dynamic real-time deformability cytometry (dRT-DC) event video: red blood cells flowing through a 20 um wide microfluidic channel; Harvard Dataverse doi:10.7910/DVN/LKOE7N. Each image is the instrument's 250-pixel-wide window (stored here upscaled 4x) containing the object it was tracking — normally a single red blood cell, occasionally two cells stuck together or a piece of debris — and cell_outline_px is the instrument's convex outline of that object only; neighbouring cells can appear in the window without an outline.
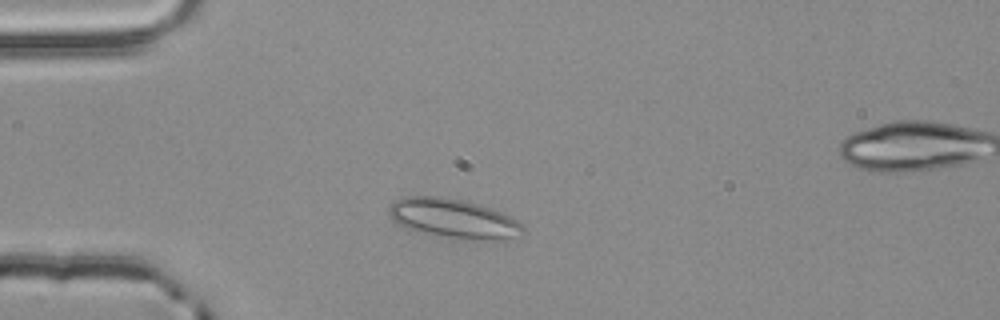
{"species": "common noctule bat (a hibernating species)", "species_latin": "Nyctalus noctula", "temperature_condition": "room temperature", "stored_images_in_passage": 48, "camera_frame_rate_fps": 3000, "um_per_image_px": 0.085, "animal": {"sex": "male", "body_mass_g": 20.4}, "frame": {"image": 1, "passage_image": 7, "time_ms": 2.0, "image_size_px": [1000, 320], "cell_outline_px": [[524, 236], [504, 240], [472, 240], [448, 236], [428, 232], [412, 228], [400, 224], [392, 220], [388, 212], [388, 204], [404, 196], [440, 196], [480, 204], [492, 208], [524, 224]], "centroid_in_image_um": [38.62, 18.56], "position_along_channel_um": 46.4, "area_um2": 30.52}}
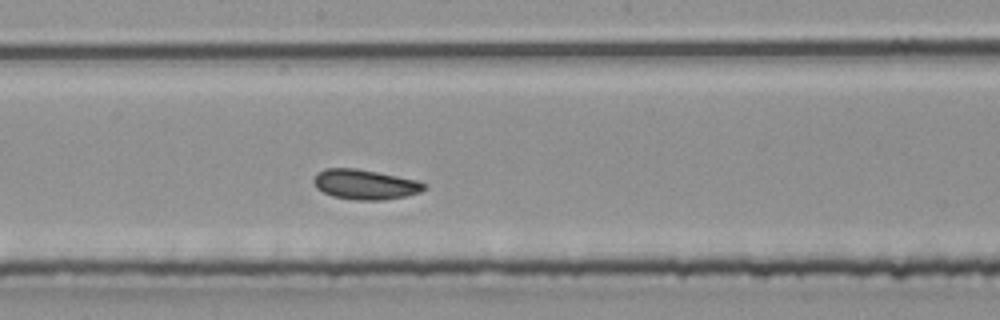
{"frame": {"image": 2, "passage_image": 22, "time_ms": 7.0, "image_size_px": [1000, 320], "cell_outline_px": [[428, 188], [420, 192], [408, 196], [384, 200], [360, 200], [332, 196], [316, 188], [312, 180], [316, 172], [324, 168], [356, 168], [416, 180], [428, 184]], "centroid_in_image_um": [31.03, 15.68], "position_along_channel_um": 217.2, "area_um2": 19.42}}
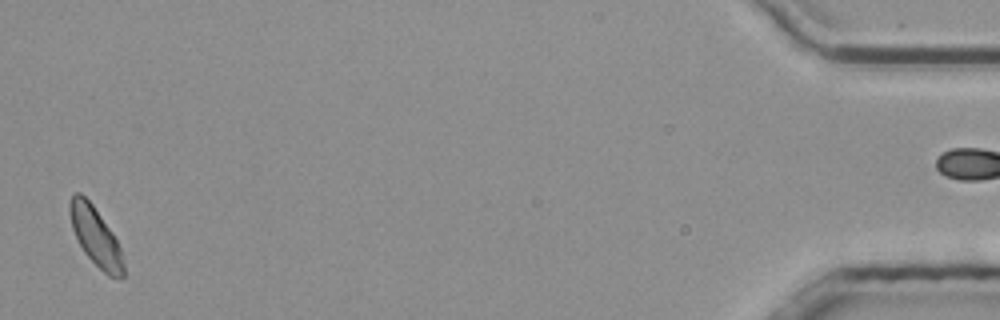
{"frame": {"image": 3, "passage_image": 46, "time_ms": 15.0, "image_size_px": [1000, 320], "cell_outline_px": [[124, 276], [120, 280], [108, 276], [84, 252], [72, 228], [68, 212], [68, 204], [72, 196], [76, 192], [80, 192], [92, 204], [112, 232], [120, 248], [124, 264]], "centroid_in_image_um": [8.12, 20.11], "position_along_channel_um": 427.1, "area_um2": 18.21}}